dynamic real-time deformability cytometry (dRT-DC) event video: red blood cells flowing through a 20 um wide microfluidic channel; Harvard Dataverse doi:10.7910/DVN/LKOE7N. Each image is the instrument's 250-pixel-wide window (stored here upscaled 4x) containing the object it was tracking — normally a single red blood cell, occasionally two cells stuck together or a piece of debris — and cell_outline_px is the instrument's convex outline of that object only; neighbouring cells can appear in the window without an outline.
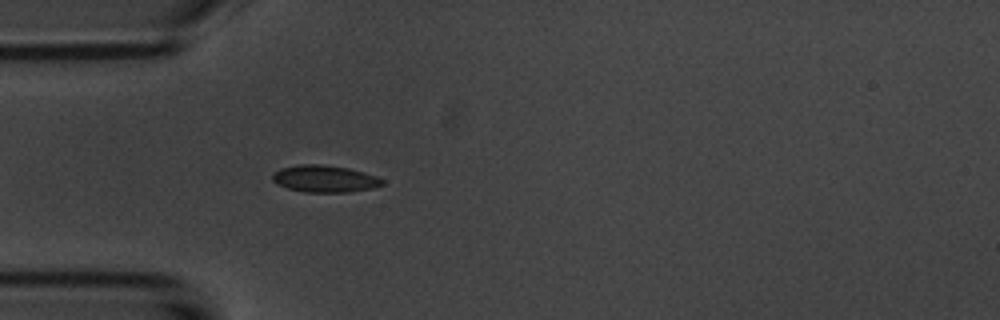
{"species": "common noctule bat (a hibernating species)", "species_latin": "Nyctalus noctula", "temperature_condition": "room temperature", "stored_images_in_passage": 35, "camera_frame_rate_fps": 3000, "um_per_image_px": 0.085, "animal": {"sex": "male", "body_mass_g": 20.1, "forearm_length_mm": 53.5}, "frame": {"image": 1, "passage_image": 1, "time_ms": 0.0, "image_size_px": [1000, 320], "cell_outline_px": [[384, 184], [372, 188], [348, 192], [304, 192], [288, 188], [276, 184], [272, 180], [272, 176], [280, 168], [300, 164], [320, 164], [348, 168], [364, 172], [376, 176], [384, 180]], "centroid_in_image_um": [27.59, 15.19], "position_along_channel_um": 57.4, "area_um2": 17.22}}
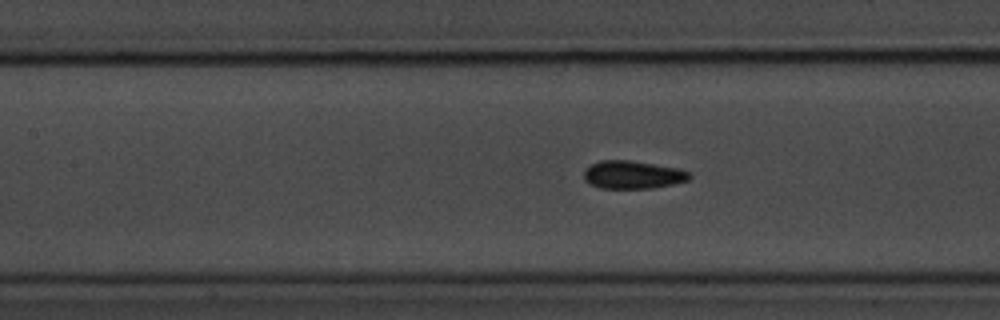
{"frame": {"image": 2, "passage_image": 9, "time_ms": 2.667, "image_size_px": [1000, 320], "cell_outline_px": [[692, 176], [688, 180], [672, 184], [652, 188], [600, 188], [584, 180], [584, 172], [592, 164], [600, 160], [628, 160], [680, 168], [692, 172]], "centroid_in_image_um": [53.83, 14.85], "position_along_channel_um": 153.6, "area_um2": 17.17}}
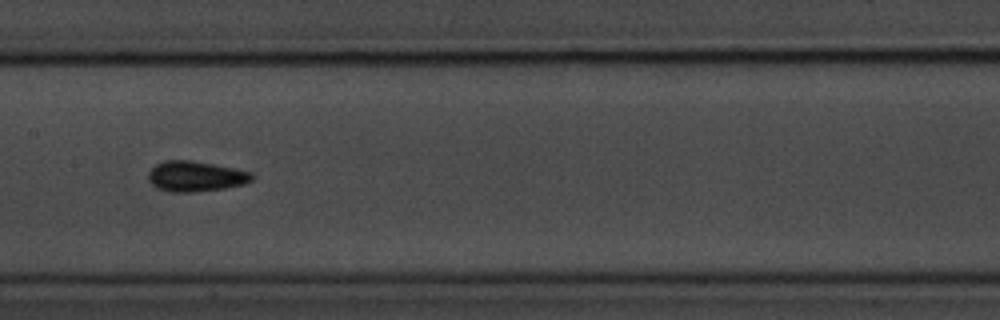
{"frame": {"image": 3, "passage_image": 12, "time_ms": 3.667, "image_size_px": [1000, 320], "cell_outline_px": [[256, 176], [252, 180], [244, 184], [224, 188], [192, 192], [172, 192], [156, 188], [148, 180], [148, 172], [156, 164], [164, 160], [192, 160], [252, 172]], "centroid_in_image_um": [16.62, 14.98], "position_along_channel_um": 190.8, "area_um2": 18.38}, "authors_computed_cell_mechanics": {"area_um2": 17.2244, "velocity_mm_per_s": 3.7149, "shape_relaxation_time_tau1_ms": 2.1041, "shape_relaxation_time_tau2_ms": null, "deformation_change_tau1": 0.0522, "deformation_change_tau2": null}}